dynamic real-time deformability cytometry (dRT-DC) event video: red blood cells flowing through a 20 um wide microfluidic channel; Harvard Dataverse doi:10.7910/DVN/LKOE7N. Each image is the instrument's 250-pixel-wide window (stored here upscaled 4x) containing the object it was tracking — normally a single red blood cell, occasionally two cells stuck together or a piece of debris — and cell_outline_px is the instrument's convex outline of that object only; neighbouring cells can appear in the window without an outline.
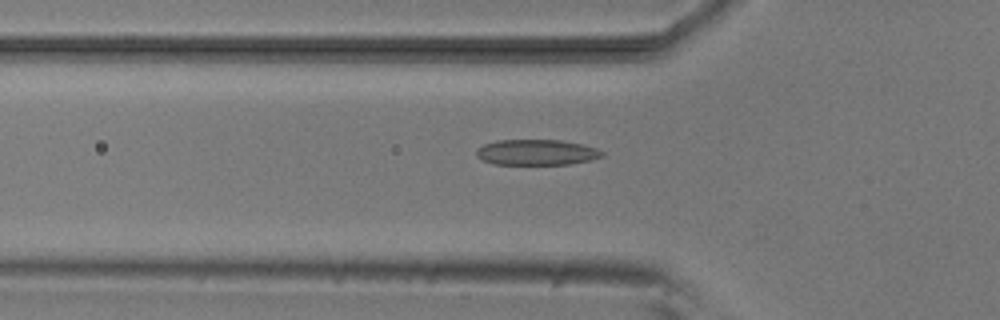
{"species": "common noctule bat (a hibernating species)", "species_latin": "Nyctalus noctula", "temperature_condition": "room temperature", "stored_images_in_passage": 40, "camera_frame_rate_fps": 3000, "um_per_image_px": 0.085, "animal": {"sex": "male", "body_mass_g": 20.5, "forearm_length_mm": 52.5}, "frame": {"image": 1, "passage_image": 6, "time_ms": 1.667, "image_size_px": [1000, 320], "cell_outline_px": [[604, 156], [592, 160], [568, 164], [496, 164], [480, 160], [476, 156], [476, 148], [484, 144], [496, 140], [560, 140], [584, 144], [596, 148], [604, 152]], "centroid_in_image_um": [45.6, 12.94], "position_along_channel_um": 80.2, "area_um2": 18.96}}
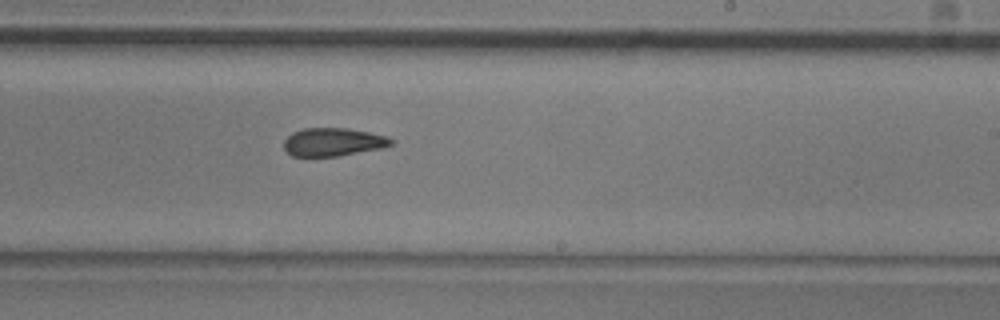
{"frame": {"image": 2, "passage_image": 20, "time_ms": 6.333, "image_size_px": [1000, 320], "cell_outline_px": [[392, 144], [380, 148], [336, 156], [292, 156], [284, 148], [284, 140], [292, 132], [304, 128], [348, 128], [368, 132], [384, 136], [392, 140]], "centroid_in_image_um": [28.25, 12.06], "position_along_channel_um": 260.7, "area_um2": 17.28}}
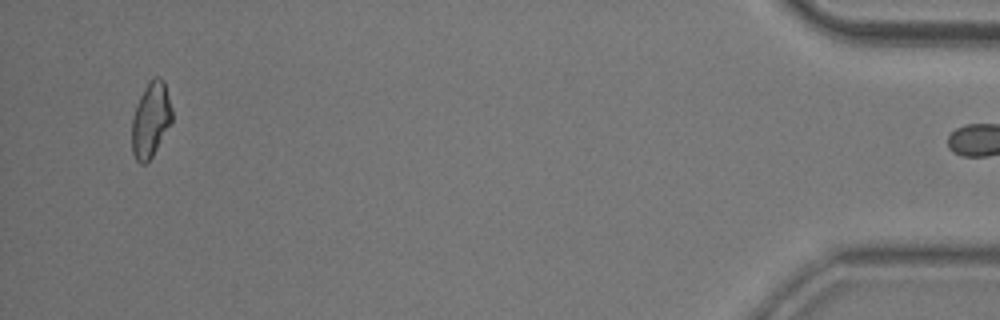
{"frame": {"image": 3, "passage_image": 39, "time_ms": 12.667, "image_size_px": [1000, 320], "cell_outline_px": [[172, 124], [152, 156], [144, 164], [140, 164], [136, 160], [132, 152], [132, 120], [136, 104], [148, 80], [156, 76], [160, 76], [164, 80], [172, 108]], "centroid_in_image_um": [12.82, 10.15], "position_along_channel_um": 422.4, "area_um2": 17.8}}